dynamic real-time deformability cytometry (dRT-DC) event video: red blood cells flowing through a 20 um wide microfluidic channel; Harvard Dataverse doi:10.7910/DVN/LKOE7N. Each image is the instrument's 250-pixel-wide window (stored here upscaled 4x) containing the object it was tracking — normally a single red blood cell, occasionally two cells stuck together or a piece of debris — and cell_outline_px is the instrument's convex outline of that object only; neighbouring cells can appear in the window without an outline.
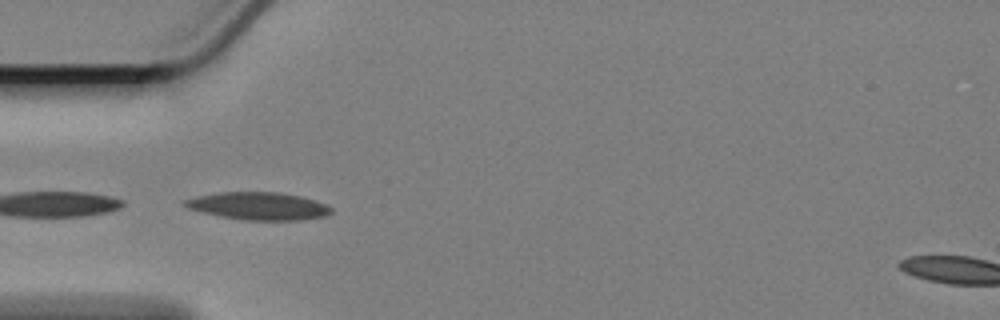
{"species": "Egyptian fruit bat (a non-hibernating species)", "species_latin": "Rousettus aegyptiacus", "temperature_condition": "cold", "stored_images_in_passage": 34, "camera_frame_rate_fps": 3000, "um_per_image_px": 0.085, "animal": {"sex": "female"}, "frame": {"image": 1, "passage_image": 1, "time_ms": 0.0, "image_size_px": [1000, 320], "cell_outline_px": [[332, 212], [324, 216], [300, 220], [244, 220], [204, 212], [188, 208], [184, 204], [184, 200], [200, 196], [220, 192], [276, 192], [300, 196], [324, 204], [332, 208]], "centroid_in_image_um": [22.0, 17.51], "position_along_channel_um": 63.0, "area_um2": 23.0}}
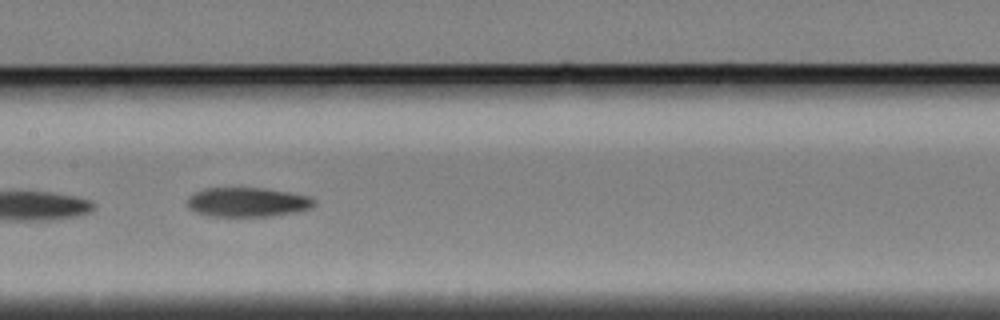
{"frame": {"image": 2, "passage_image": 12, "time_ms": 3.667, "image_size_px": [1000, 320], "cell_outline_px": [[316, 200], [308, 208], [296, 212], [272, 216], [212, 216], [196, 212], [188, 208], [188, 196], [204, 188], [264, 188], [312, 196]], "centroid_in_image_um": [21.03, 17.18], "position_along_channel_um": 186.4, "area_um2": 21.62}}
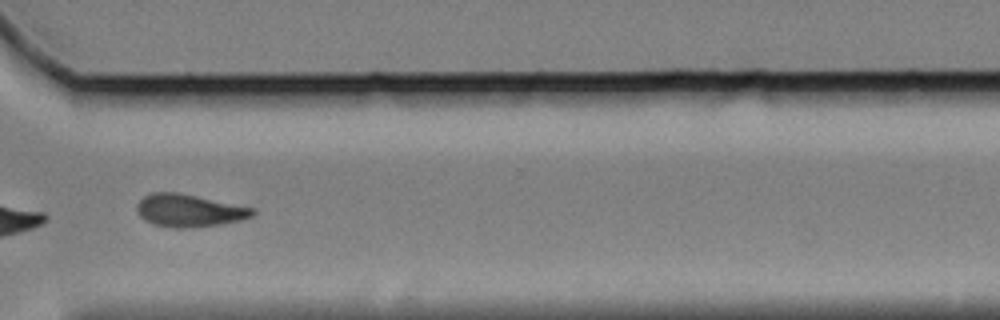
{"frame": {"image": 3, "passage_image": 27, "time_ms": 8.667, "image_size_px": [1000, 320], "cell_outline_px": [[256, 212], [252, 216], [240, 220], [220, 224], [196, 228], [172, 228], [152, 224], [144, 220], [136, 212], [136, 204], [144, 196], [152, 192], [176, 192], [256, 208]], "centroid_in_image_um": [16.05, 17.9], "position_along_channel_um": 354.5, "area_um2": 22.2}, "authors_computed_cell_mechanics": {"area_um2": 21.6461, "velocity_mm_per_s": 3.3615, "shape_relaxation_time_tau1_ms": 8.6336, "shape_relaxation_time_tau2_ms": null, "deformation_change_tau1": 0.1616, "deformation_change_tau2": null}}